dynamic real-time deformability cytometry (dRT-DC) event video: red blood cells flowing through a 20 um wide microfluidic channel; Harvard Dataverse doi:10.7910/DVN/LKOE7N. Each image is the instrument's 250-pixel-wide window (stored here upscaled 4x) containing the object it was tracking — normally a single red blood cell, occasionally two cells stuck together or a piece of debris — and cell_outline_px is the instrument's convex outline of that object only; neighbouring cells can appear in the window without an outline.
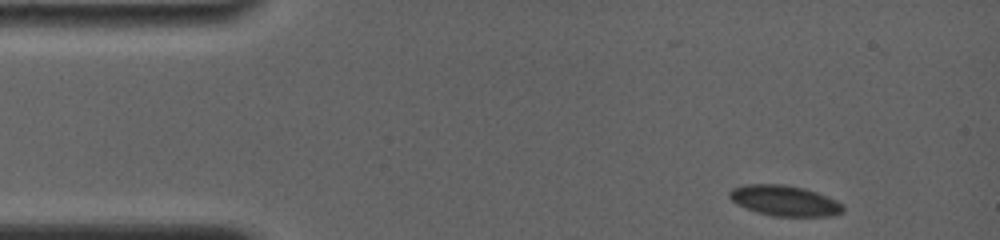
{"species": "common noctule bat (a hibernating species)", "species_latin": "Nyctalus noctula", "temperature_condition": "room temperature", "stored_images_in_passage": 12, "camera_frame_rate_fps": 4000, "um_per_image_px": 0.085, "animal": {"sex": "female", "body_mass_g": 19.0, "forearm_length_mm": 56.7}, "frame": {"image": 1, "passage_image": 1, "time_ms": 0.0, "image_size_px": [1000, 240], "cell_outline_px": [[844, 212], [832, 216], [776, 216], [760, 212], [748, 208], [732, 200], [728, 196], [728, 192], [732, 188], [744, 184], [784, 184], [804, 188], [828, 196], [844, 204]], "centroid_in_image_um": [66.74, 17.04], "position_along_channel_um": 18.3, "area_um2": 20.11}}
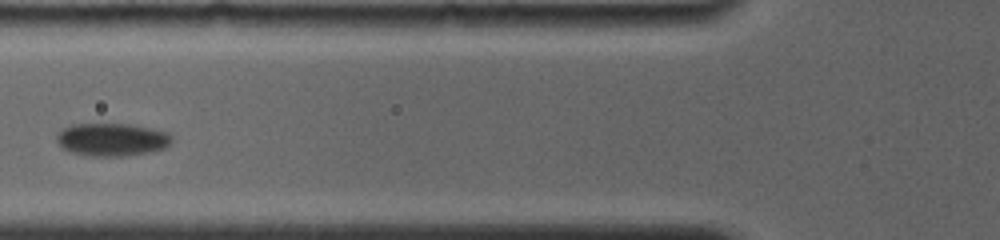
{"frame": {"image": 2, "passage_image": 9, "time_ms": 5.0, "image_size_px": [1000, 240], "cell_outline_px": [[172, 140], [164, 148], [148, 152], [124, 156], [100, 156], [72, 152], [60, 148], [56, 140], [56, 136], [64, 128], [72, 124], [128, 124], [168, 132], [172, 136]], "centroid_in_image_um": [9.49, 11.86], "position_along_channel_um": 116.3, "area_um2": 21.79}}
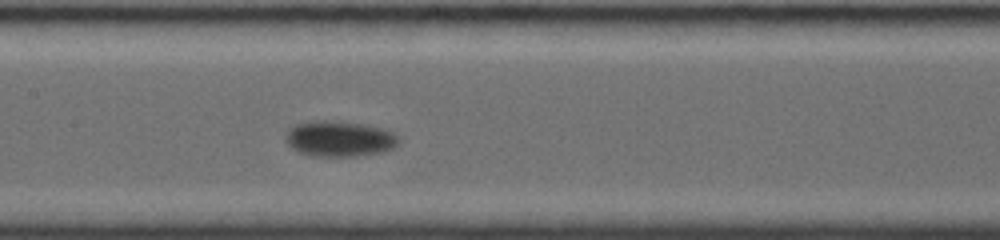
{"frame": {"image": 3, "passage_image": 12, "time_ms": 6.75, "image_size_px": [1000, 240], "cell_outline_px": [[400, 140], [392, 148], [380, 152], [352, 156], [312, 156], [300, 152], [288, 144], [284, 136], [288, 128], [296, 124], [312, 120], [324, 120], [360, 124], [380, 128], [396, 132], [400, 136]], "centroid_in_image_um": [28.84, 11.78], "position_along_channel_um": 178.6, "area_um2": 23.35}}